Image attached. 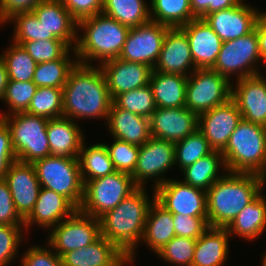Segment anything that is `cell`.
Masks as SVG:
<instances>
[{"mask_svg": "<svg viewBox=\"0 0 266 266\" xmlns=\"http://www.w3.org/2000/svg\"><path fill=\"white\" fill-rule=\"evenodd\" d=\"M230 236L237 235L250 241L266 229V199L262 192L249 203L226 227Z\"/></svg>", "mask_w": 266, "mask_h": 266, "instance_id": "31", "label": "cell"}, {"mask_svg": "<svg viewBox=\"0 0 266 266\" xmlns=\"http://www.w3.org/2000/svg\"><path fill=\"white\" fill-rule=\"evenodd\" d=\"M230 234L226 228L209 227L197 240L191 266H224Z\"/></svg>", "mask_w": 266, "mask_h": 266, "instance_id": "28", "label": "cell"}, {"mask_svg": "<svg viewBox=\"0 0 266 266\" xmlns=\"http://www.w3.org/2000/svg\"><path fill=\"white\" fill-rule=\"evenodd\" d=\"M243 2L203 18L223 42L247 35L256 27L261 12Z\"/></svg>", "mask_w": 266, "mask_h": 266, "instance_id": "16", "label": "cell"}, {"mask_svg": "<svg viewBox=\"0 0 266 266\" xmlns=\"http://www.w3.org/2000/svg\"><path fill=\"white\" fill-rule=\"evenodd\" d=\"M63 266H126V256L114 243L100 235L85 248L71 250L62 256Z\"/></svg>", "mask_w": 266, "mask_h": 266, "instance_id": "24", "label": "cell"}, {"mask_svg": "<svg viewBox=\"0 0 266 266\" xmlns=\"http://www.w3.org/2000/svg\"><path fill=\"white\" fill-rule=\"evenodd\" d=\"M70 50L62 57L54 61L39 63L36 65L32 82L39 87H53L63 89L70 71L78 61H74L69 55Z\"/></svg>", "mask_w": 266, "mask_h": 266, "instance_id": "36", "label": "cell"}, {"mask_svg": "<svg viewBox=\"0 0 266 266\" xmlns=\"http://www.w3.org/2000/svg\"><path fill=\"white\" fill-rule=\"evenodd\" d=\"M15 161L17 158L12 145L10 129L0 118V179H4L10 165Z\"/></svg>", "mask_w": 266, "mask_h": 266, "instance_id": "51", "label": "cell"}, {"mask_svg": "<svg viewBox=\"0 0 266 266\" xmlns=\"http://www.w3.org/2000/svg\"><path fill=\"white\" fill-rule=\"evenodd\" d=\"M41 187L66 197L77 209L84 196L78 158L47 156L33 163Z\"/></svg>", "mask_w": 266, "mask_h": 266, "instance_id": "7", "label": "cell"}, {"mask_svg": "<svg viewBox=\"0 0 266 266\" xmlns=\"http://www.w3.org/2000/svg\"><path fill=\"white\" fill-rule=\"evenodd\" d=\"M187 36L196 69L212 68L223 41L204 19L195 18L180 28Z\"/></svg>", "mask_w": 266, "mask_h": 266, "instance_id": "23", "label": "cell"}, {"mask_svg": "<svg viewBox=\"0 0 266 266\" xmlns=\"http://www.w3.org/2000/svg\"><path fill=\"white\" fill-rule=\"evenodd\" d=\"M190 69L191 73L196 70L186 34L180 28H169L153 70L188 77Z\"/></svg>", "mask_w": 266, "mask_h": 266, "instance_id": "21", "label": "cell"}, {"mask_svg": "<svg viewBox=\"0 0 266 266\" xmlns=\"http://www.w3.org/2000/svg\"><path fill=\"white\" fill-rule=\"evenodd\" d=\"M76 210L77 208L63 195L41 187L33 210L24 219V227L28 230L29 226L35 223L43 229L50 227L51 230Z\"/></svg>", "mask_w": 266, "mask_h": 266, "instance_id": "25", "label": "cell"}, {"mask_svg": "<svg viewBox=\"0 0 266 266\" xmlns=\"http://www.w3.org/2000/svg\"><path fill=\"white\" fill-rule=\"evenodd\" d=\"M231 99L242 119L266 127V79L262 74L237 79ZM234 89V90H233Z\"/></svg>", "mask_w": 266, "mask_h": 266, "instance_id": "20", "label": "cell"}, {"mask_svg": "<svg viewBox=\"0 0 266 266\" xmlns=\"http://www.w3.org/2000/svg\"><path fill=\"white\" fill-rule=\"evenodd\" d=\"M113 99L100 66L77 63L63 87V116L108 119Z\"/></svg>", "mask_w": 266, "mask_h": 266, "instance_id": "1", "label": "cell"}, {"mask_svg": "<svg viewBox=\"0 0 266 266\" xmlns=\"http://www.w3.org/2000/svg\"><path fill=\"white\" fill-rule=\"evenodd\" d=\"M4 180L11 192L16 211L25 219L33 210L41 190L34 165L15 161L10 165Z\"/></svg>", "mask_w": 266, "mask_h": 266, "instance_id": "17", "label": "cell"}, {"mask_svg": "<svg viewBox=\"0 0 266 266\" xmlns=\"http://www.w3.org/2000/svg\"><path fill=\"white\" fill-rule=\"evenodd\" d=\"M10 21L15 26L13 35L14 43L20 45L22 42L48 40L47 29L39 22L32 11L14 14L7 20L8 23Z\"/></svg>", "mask_w": 266, "mask_h": 266, "instance_id": "41", "label": "cell"}, {"mask_svg": "<svg viewBox=\"0 0 266 266\" xmlns=\"http://www.w3.org/2000/svg\"><path fill=\"white\" fill-rule=\"evenodd\" d=\"M47 247L32 246L22 256V266H63L62 257H60L48 244ZM52 250V251H51Z\"/></svg>", "mask_w": 266, "mask_h": 266, "instance_id": "48", "label": "cell"}, {"mask_svg": "<svg viewBox=\"0 0 266 266\" xmlns=\"http://www.w3.org/2000/svg\"><path fill=\"white\" fill-rule=\"evenodd\" d=\"M77 30H84V35L77 37L75 49L72 50L75 60L80 64L93 65L90 60H98L102 64L117 59L130 28L100 13L79 21Z\"/></svg>", "mask_w": 266, "mask_h": 266, "instance_id": "4", "label": "cell"}, {"mask_svg": "<svg viewBox=\"0 0 266 266\" xmlns=\"http://www.w3.org/2000/svg\"><path fill=\"white\" fill-rule=\"evenodd\" d=\"M187 80V76L152 70L149 85L157 108L186 107Z\"/></svg>", "mask_w": 266, "mask_h": 266, "instance_id": "29", "label": "cell"}, {"mask_svg": "<svg viewBox=\"0 0 266 266\" xmlns=\"http://www.w3.org/2000/svg\"><path fill=\"white\" fill-rule=\"evenodd\" d=\"M258 44L260 56L266 64V12H261L258 19Z\"/></svg>", "mask_w": 266, "mask_h": 266, "instance_id": "54", "label": "cell"}, {"mask_svg": "<svg viewBox=\"0 0 266 266\" xmlns=\"http://www.w3.org/2000/svg\"><path fill=\"white\" fill-rule=\"evenodd\" d=\"M100 235L99 218L77 209L70 217L54 226L47 242L62 257L71 250L85 248Z\"/></svg>", "mask_w": 266, "mask_h": 266, "instance_id": "11", "label": "cell"}, {"mask_svg": "<svg viewBox=\"0 0 266 266\" xmlns=\"http://www.w3.org/2000/svg\"><path fill=\"white\" fill-rule=\"evenodd\" d=\"M24 226L0 225V266H8L19 254ZM22 238V239H21Z\"/></svg>", "mask_w": 266, "mask_h": 266, "instance_id": "46", "label": "cell"}, {"mask_svg": "<svg viewBox=\"0 0 266 266\" xmlns=\"http://www.w3.org/2000/svg\"><path fill=\"white\" fill-rule=\"evenodd\" d=\"M106 122L115 139L142 146L151 138L149 118L119 108L114 102Z\"/></svg>", "mask_w": 266, "mask_h": 266, "instance_id": "26", "label": "cell"}, {"mask_svg": "<svg viewBox=\"0 0 266 266\" xmlns=\"http://www.w3.org/2000/svg\"><path fill=\"white\" fill-rule=\"evenodd\" d=\"M8 48L0 58L6 66L9 81H32L37 63L21 45L13 42Z\"/></svg>", "mask_w": 266, "mask_h": 266, "instance_id": "37", "label": "cell"}, {"mask_svg": "<svg viewBox=\"0 0 266 266\" xmlns=\"http://www.w3.org/2000/svg\"><path fill=\"white\" fill-rule=\"evenodd\" d=\"M213 151L208 140L197 129L186 138L175 143V164H178L180 170H182Z\"/></svg>", "mask_w": 266, "mask_h": 266, "instance_id": "39", "label": "cell"}, {"mask_svg": "<svg viewBox=\"0 0 266 266\" xmlns=\"http://www.w3.org/2000/svg\"><path fill=\"white\" fill-rule=\"evenodd\" d=\"M149 120L151 137L173 143L198 129V115L187 107L157 108Z\"/></svg>", "mask_w": 266, "mask_h": 266, "instance_id": "19", "label": "cell"}, {"mask_svg": "<svg viewBox=\"0 0 266 266\" xmlns=\"http://www.w3.org/2000/svg\"><path fill=\"white\" fill-rule=\"evenodd\" d=\"M168 29V26L151 20L143 25L130 28L118 58L139 62L153 69Z\"/></svg>", "mask_w": 266, "mask_h": 266, "instance_id": "13", "label": "cell"}, {"mask_svg": "<svg viewBox=\"0 0 266 266\" xmlns=\"http://www.w3.org/2000/svg\"><path fill=\"white\" fill-rule=\"evenodd\" d=\"M265 182L258 174L225 173L206 191L209 227L226 228L262 192Z\"/></svg>", "mask_w": 266, "mask_h": 266, "instance_id": "3", "label": "cell"}, {"mask_svg": "<svg viewBox=\"0 0 266 266\" xmlns=\"http://www.w3.org/2000/svg\"><path fill=\"white\" fill-rule=\"evenodd\" d=\"M83 141L79 152V164L83 183L94 180L115 171L104 143L86 147Z\"/></svg>", "mask_w": 266, "mask_h": 266, "instance_id": "34", "label": "cell"}, {"mask_svg": "<svg viewBox=\"0 0 266 266\" xmlns=\"http://www.w3.org/2000/svg\"><path fill=\"white\" fill-rule=\"evenodd\" d=\"M221 154L227 172L266 178V127L242 119Z\"/></svg>", "mask_w": 266, "mask_h": 266, "instance_id": "5", "label": "cell"}, {"mask_svg": "<svg viewBox=\"0 0 266 266\" xmlns=\"http://www.w3.org/2000/svg\"><path fill=\"white\" fill-rule=\"evenodd\" d=\"M150 1V20L169 28H181L196 18L192 14L190 0Z\"/></svg>", "mask_w": 266, "mask_h": 266, "instance_id": "33", "label": "cell"}, {"mask_svg": "<svg viewBox=\"0 0 266 266\" xmlns=\"http://www.w3.org/2000/svg\"><path fill=\"white\" fill-rule=\"evenodd\" d=\"M262 266H266V252H265V254H264V258H263Z\"/></svg>", "mask_w": 266, "mask_h": 266, "instance_id": "56", "label": "cell"}, {"mask_svg": "<svg viewBox=\"0 0 266 266\" xmlns=\"http://www.w3.org/2000/svg\"><path fill=\"white\" fill-rule=\"evenodd\" d=\"M145 191V187H138L114 209L99 217L101 235L128 256L129 264L134 262L135 249L141 242L148 212L155 200V195L150 200Z\"/></svg>", "mask_w": 266, "mask_h": 266, "instance_id": "2", "label": "cell"}, {"mask_svg": "<svg viewBox=\"0 0 266 266\" xmlns=\"http://www.w3.org/2000/svg\"><path fill=\"white\" fill-rule=\"evenodd\" d=\"M197 239L175 236L159 252L158 257L177 266H191Z\"/></svg>", "mask_w": 266, "mask_h": 266, "instance_id": "43", "label": "cell"}, {"mask_svg": "<svg viewBox=\"0 0 266 266\" xmlns=\"http://www.w3.org/2000/svg\"><path fill=\"white\" fill-rule=\"evenodd\" d=\"M48 32V40H62L75 49L78 22L60 0H43L32 10ZM73 42H75L73 44ZM73 44V45H71Z\"/></svg>", "mask_w": 266, "mask_h": 266, "instance_id": "22", "label": "cell"}, {"mask_svg": "<svg viewBox=\"0 0 266 266\" xmlns=\"http://www.w3.org/2000/svg\"><path fill=\"white\" fill-rule=\"evenodd\" d=\"M37 88L32 81H9L3 100L11 111L9 110L7 114L0 113V118L15 113L26 112Z\"/></svg>", "mask_w": 266, "mask_h": 266, "instance_id": "42", "label": "cell"}, {"mask_svg": "<svg viewBox=\"0 0 266 266\" xmlns=\"http://www.w3.org/2000/svg\"><path fill=\"white\" fill-rule=\"evenodd\" d=\"M155 200L172 214L207 217L206 191L168 179L154 189Z\"/></svg>", "mask_w": 266, "mask_h": 266, "instance_id": "14", "label": "cell"}, {"mask_svg": "<svg viewBox=\"0 0 266 266\" xmlns=\"http://www.w3.org/2000/svg\"><path fill=\"white\" fill-rule=\"evenodd\" d=\"M175 236L172 213L154 200L148 212L141 241L156 254Z\"/></svg>", "mask_w": 266, "mask_h": 266, "instance_id": "30", "label": "cell"}, {"mask_svg": "<svg viewBox=\"0 0 266 266\" xmlns=\"http://www.w3.org/2000/svg\"><path fill=\"white\" fill-rule=\"evenodd\" d=\"M220 167L224 169V171L226 170L223 155L220 151H213L209 155L198 159L192 165L182 169L181 171L185 176L182 182L207 191L224 175L221 174L220 176Z\"/></svg>", "mask_w": 266, "mask_h": 266, "instance_id": "32", "label": "cell"}, {"mask_svg": "<svg viewBox=\"0 0 266 266\" xmlns=\"http://www.w3.org/2000/svg\"><path fill=\"white\" fill-rule=\"evenodd\" d=\"M74 120L67 117L49 119L47 136L51 155L78 158L84 139L82 130Z\"/></svg>", "mask_w": 266, "mask_h": 266, "instance_id": "27", "label": "cell"}, {"mask_svg": "<svg viewBox=\"0 0 266 266\" xmlns=\"http://www.w3.org/2000/svg\"><path fill=\"white\" fill-rule=\"evenodd\" d=\"M176 236L198 239L208 228V217L172 214Z\"/></svg>", "mask_w": 266, "mask_h": 266, "instance_id": "47", "label": "cell"}, {"mask_svg": "<svg viewBox=\"0 0 266 266\" xmlns=\"http://www.w3.org/2000/svg\"><path fill=\"white\" fill-rule=\"evenodd\" d=\"M43 0H0V25L19 12H30Z\"/></svg>", "mask_w": 266, "mask_h": 266, "instance_id": "53", "label": "cell"}, {"mask_svg": "<svg viewBox=\"0 0 266 266\" xmlns=\"http://www.w3.org/2000/svg\"><path fill=\"white\" fill-rule=\"evenodd\" d=\"M137 188L131 174L119 171L89 180L84 184V196L79 210L99 218L114 209Z\"/></svg>", "mask_w": 266, "mask_h": 266, "instance_id": "8", "label": "cell"}, {"mask_svg": "<svg viewBox=\"0 0 266 266\" xmlns=\"http://www.w3.org/2000/svg\"><path fill=\"white\" fill-rule=\"evenodd\" d=\"M1 119L10 129L17 161L33 164L51 155L47 136L48 118L20 112Z\"/></svg>", "mask_w": 266, "mask_h": 266, "instance_id": "6", "label": "cell"}, {"mask_svg": "<svg viewBox=\"0 0 266 266\" xmlns=\"http://www.w3.org/2000/svg\"><path fill=\"white\" fill-rule=\"evenodd\" d=\"M186 84V107L197 115L225 104L231 99L230 79L213 69L189 72Z\"/></svg>", "mask_w": 266, "mask_h": 266, "instance_id": "9", "label": "cell"}, {"mask_svg": "<svg viewBox=\"0 0 266 266\" xmlns=\"http://www.w3.org/2000/svg\"><path fill=\"white\" fill-rule=\"evenodd\" d=\"M114 100L118 95L149 84L152 68L139 62L111 59L99 65Z\"/></svg>", "mask_w": 266, "mask_h": 266, "instance_id": "18", "label": "cell"}, {"mask_svg": "<svg viewBox=\"0 0 266 266\" xmlns=\"http://www.w3.org/2000/svg\"><path fill=\"white\" fill-rule=\"evenodd\" d=\"M20 45L37 64L57 60L72 50L62 40H35L22 42Z\"/></svg>", "mask_w": 266, "mask_h": 266, "instance_id": "44", "label": "cell"}, {"mask_svg": "<svg viewBox=\"0 0 266 266\" xmlns=\"http://www.w3.org/2000/svg\"><path fill=\"white\" fill-rule=\"evenodd\" d=\"M8 82V72L3 60L0 58V101L3 100Z\"/></svg>", "mask_w": 266, "mask_h": 266, "instance_id": "55", "label": "cell"}, {"mask_svg": "<svg viewBox=\"0 0 266 266\" xmlns=\"http://www.w3.org/2000/svg\"><path fill=\"white\" fill-rule=\"evenodd\" d=\"M241 0H190L192 14L203 19L206 15L236 6Z\"/></svg>", "mask_w": 266, "mask_h": 266, "instance_id": "52", "label": "cell"}, {"mask_svg": "<svg viewBox=\"0 0 266 266\" xmlns=\"http://www.w3.org/2000/svg\"><path fill=\"white\" fill-rule=\"evenodd\" d=\"M147 5L144 0H104L102 13L129 28H134L150 21Z\"/></svg>", "mask_w": 266, "mask_h": 266, "instance_id": "35", "label": "cell"}, {"mask_svg": "<svg viewBox=\"0 0 266 266\" xmlns=\"http://www.w3.org/2000/svg\"><path fill=\"white\" fill-rule=\"evenodd\" d=\"M113 102L124 110L150 118L157 109L150 85L118 95Z\"/></svg>", "mask_w": 266, "mask_h": 266, "instance_id": "40", "label": "cell"}, {"mask_svg": "<svg viewBox=\"0 0 266 266\" xmlns=\"http://www.w3.org/2000/svg\"><path fill=\"white\" fill-rule=\"evenodd\" d=\"M115 171L132 174L137 164L140 146L114 138L109 146L105 143Z\"/></svg>", "mask_w": 266, "mask_h": 266, "instance_id": "45", "label": "cell"}, {"mask_svg": "<svg viewBox=\"0 0 266 266\" xmlns=\"http://www.w3.org/2000/svg\"><path fill=\"white\" fill-rule=\"evenodd\" d=\"M173 165H175V143L151 137L140 146L137 164L131 176L138 187H144L149 178L151 181L154 179L153 189H155L168 180L162 175Z\"/></svg>", "mask_w": 266, "mask_h": 266, "instance_id": "12", "label": "cell"}, {"mask_svg": "<svg viewBox=\"0 0 266 266\" xmlns=\"http://www.w3.org/2000/svg\"><path fill=\"white\" fill-rule=\"evenodd\" d=\"M259 61L264 62L259 52L257 22L256 27L247 35L223 42L211 69L228 79L235 74L236 79H241L259 74L258 68H255V63L258 64Z\"/></svg>", "mask_w": 266, "mask_h": 266, "instance_id": "10", "label": "cell"}, {"mask_svg": "<svg viewBox=\"0 0 266 266\" xmlns=\"http://www.w3.org/2000/svg\"><path fill=\"white\" fill-rule=\"evenodd\" d=\"M0 225L24 226V219L16 211L9 187L0 179Z\"/></svg>", "mask_w": 266, "mask_h": 266, "instance_id": "49", "label": "cell"}, {"mask_svg": "<svg viewBox=\"0 0 266 266\" xmlns=\"http://www.w3.org/2000/svg\"><path fill=\"white\" fill-rule=\"evenodd\" d=\"M104 0H62L64 7L77 21L102 13Z\"/></svg>", "mask_w": 266, "mask_h": 266, "instance_id": "50", "label": "cell"}, {"mask_svg": "<svg viewBox=\"0 0 266 266\" xmlns=\"http://www.w3.org/2000/svg\"><path fill=\"white\" fill-rule=\"evenodd\" d=\"M26 113L43 116L48 119L62 117L63 89L53 87L37 88Z\"/></svg>", "mask_w": 266, "mask_h": 266, "instance_id": "38", "label": "cell"}, {"mask_svg": "<svg viewBox=\"0 0 266 266\" xmlns=\"http://www.w3.org/2000/svg\"><path fill=\"white\" fill-rule=\"evenodd\" d=\"M241 120L242 115L236 103L230 99L225 104L198 115V130L214 151L222 152Z\"/></svg>", "mask_w": 266, "mask_h": 266, "instance_id": "15", "label": "cell"}]
</instances>
